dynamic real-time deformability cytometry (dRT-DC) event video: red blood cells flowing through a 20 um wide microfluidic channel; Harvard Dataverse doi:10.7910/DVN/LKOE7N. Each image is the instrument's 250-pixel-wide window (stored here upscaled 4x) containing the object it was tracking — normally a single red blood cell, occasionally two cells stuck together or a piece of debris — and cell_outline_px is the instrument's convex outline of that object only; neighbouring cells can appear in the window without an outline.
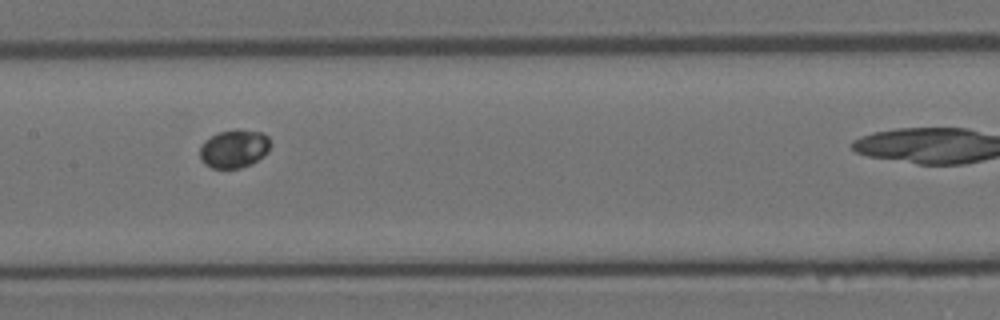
{"species": "Egyptian fruit bat (a non-hibernating species)", "species_latin": "Rousettus aegyptiacus", "temperature_condition": "room temperature", "stored_images_in_passage": 16, "camera_frame_rate_fps": 3000, "um_per_image_px": 0.085, "animal": {"sex": "female"}, "frame": {"image": 1, "passage_image": 7, "time_ms": 2.0, "image_size_px": [1000, 320], "cell_outline_px": [[272, 144], [268, 152], [264, 156], [252, 164], [240, 168], [212, 168], [204, 164], [200, 160], [200, 148], [212, 136], [220, 132], [236, 128], [260, 132], [268, 136]], "centroid_in_image_um": [19.95, 12.65], "position_along_channel_um": 187.5, "area_um2": 15.84}}
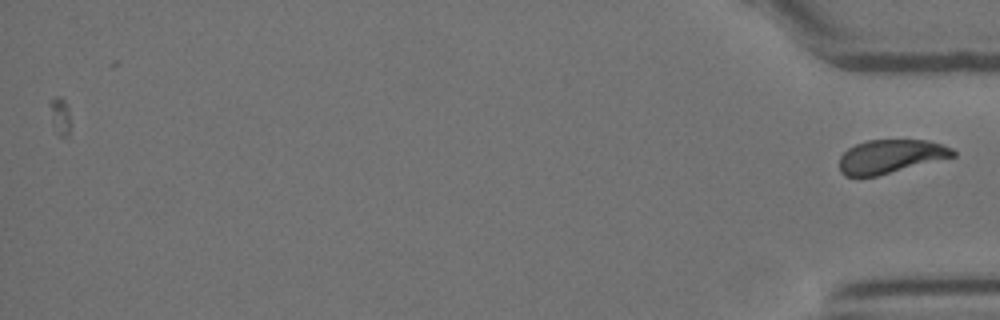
{"frame": {"image": 2, "passage_image": 16, "time_ms": 5.0, "image_size_px": [1000, 320], "cell_outline_px": [[956, 156], [876, 176], [844, 176], [840, 172], [840, 156], [848, 148], [856, 144], [868, 140], [928, 140], [944, 144], [952, 148], [956, 152]], "centroid_in_image_um": [75.72, 13.29], "position_along_channel_um": 359.5, "area_um2": 22.25}}